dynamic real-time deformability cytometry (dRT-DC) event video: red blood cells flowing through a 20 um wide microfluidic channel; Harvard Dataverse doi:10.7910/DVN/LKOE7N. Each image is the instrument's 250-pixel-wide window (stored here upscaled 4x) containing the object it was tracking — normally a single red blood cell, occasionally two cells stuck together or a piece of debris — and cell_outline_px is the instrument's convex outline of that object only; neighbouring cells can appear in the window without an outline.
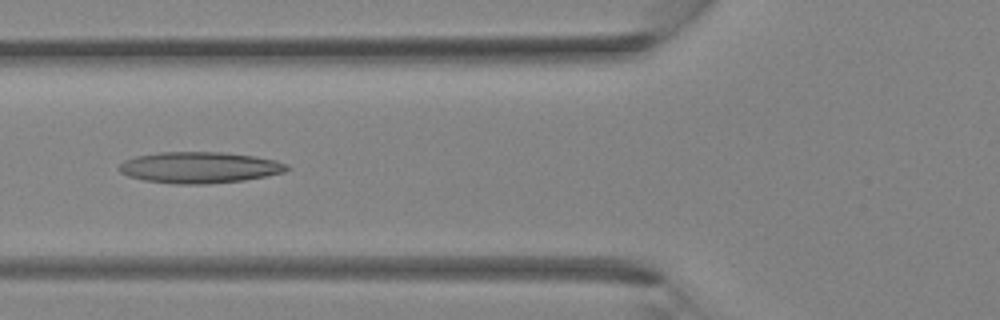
{"species": "Egyptian fruit bat (a non-hibernating species)", "species_latin": "Rousettus aegyptiacus", "temperature_condition": "room temperature", "stored_images_in_passage": 29, "camera_frame_rate_fps": 3000, "um_per_image_px": 0.085, "animal": {"sex": "female"}, "frame": {"image": 1, "passage_image": 9, "time_ms": 2.667, "image_size_px": [1000, 320], "cell_outline_px": [[292, 168], [284, 172], [244, 180], [208, 184], [176, 184], [144, 180], [128, 176], [120, 172], [116, 168], [124, 160], [136, 156], [160, 152], [224, 152], [252, 156], [276, 160], [288, 164]], "centroid_in_image_um": [16.95, 14.23], "position_along_channel_um": 108.9, "area_um2": 30.63}}
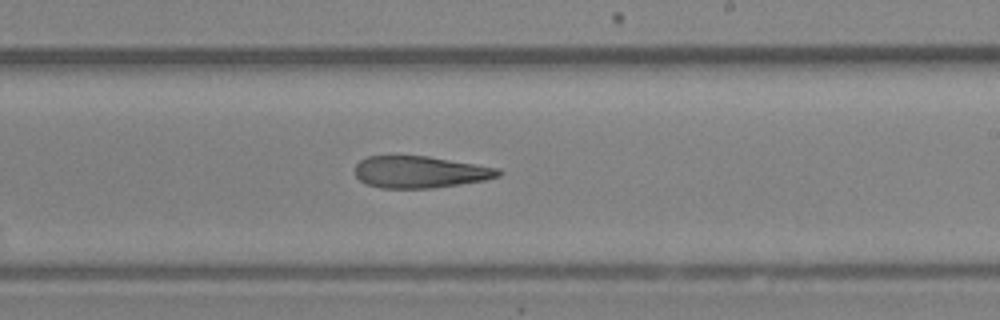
{"frame": {"image": 2, "passage_image": 17, "time_ms": 5.333, "image_size_px": [1000, 320], "cell_outline_px": [[504, 172], [500, 176], [484, 180], [432, 188], [380, 188], [368, 184], [360, 180], [356, 176], [356, 164], [360, 160], [368, 156], [428, 156], [500, 168]], "centroid_in_image_um": [35.73, 14.62], "position_along_channel_um": 253.3, "area_um2": 26.53}}
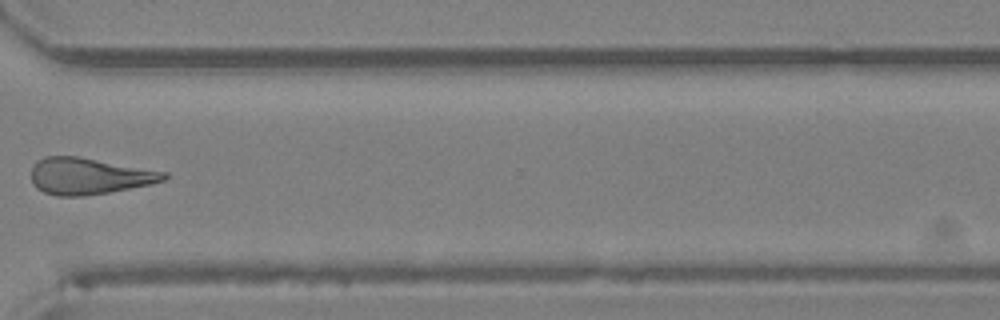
{"frame": {"image": 3, "passage_image": 23, "time_ms": 7.333, "image_size_px": [1000, 320], "cell_outline_px": [[168, 176], [164, 180], [148, 184], [108, 192], [84, 196], [56, 196], [44, 192], [36, 188], [32, 184], [32, 168], [36, 160], [44, 156], [80, 156], [168, 172]], "centroid_in_image_um": [7.53, 14.95], "position_along_channel_um": 363.1, "area_um2": 28.26}}